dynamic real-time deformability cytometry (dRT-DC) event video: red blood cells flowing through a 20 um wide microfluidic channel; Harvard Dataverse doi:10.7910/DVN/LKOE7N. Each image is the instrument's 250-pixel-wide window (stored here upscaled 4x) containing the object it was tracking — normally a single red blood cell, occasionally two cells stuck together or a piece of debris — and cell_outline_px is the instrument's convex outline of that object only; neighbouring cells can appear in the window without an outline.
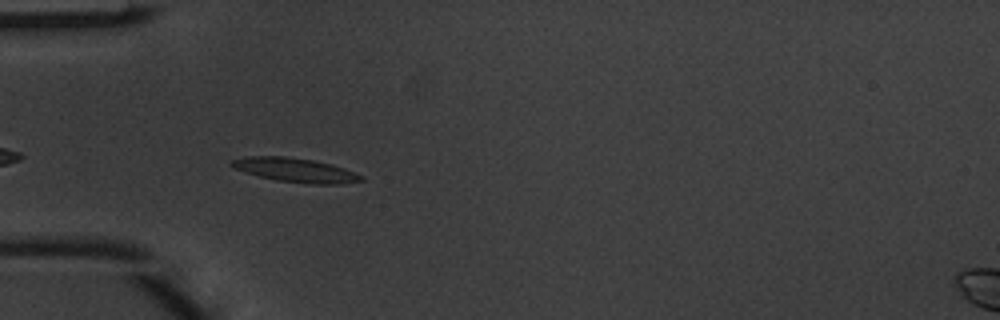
{"species": "common noctule bat (a hibernating species)", "species_latin": "Nyctalus noctula", "temperature_condition": "warm", "stored_images_in_passage": 6, "camera_frame_rate_fps": 3000, "um_per_image_px": 0.085, "animal": {"sex": "male", "body_mass_g": 20.1, "forearm_length_mm": 53.5}, "frame": {"image": 1, "passage_image": 4, "time_ms": 1.0, "image_size_px": [1000, 320], "cell_outline_px": [[364, 180], [340, 184], [308, 184], [276, 180], [244, 172], [228, 164], [228, 160], [248, 156], [284, 156], [312, 160], [332, 164], [344, 168], [364, 176]], "centroid_in_image_um": [25.09, 14.45], "position_along_channel_um": 59.9, "area_um2": 18.26}}
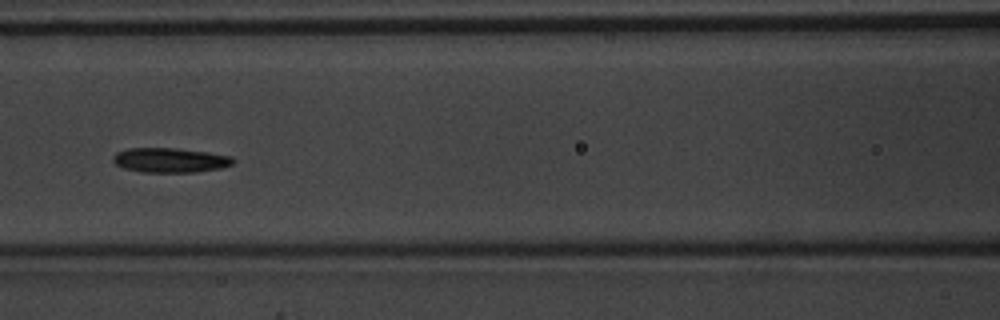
{"frame": {"image": 2, "passage_image": 6, "time_ms": 1.667, "image_size_px": [1000, 320], "cell_outline_px": [[236, 160], [232, 164], [220, 168], [196, 172], [140, 172], [124, 168], [116, 164], [112, 160], [112, 156], [116, 152], [128, 148], [176, 148], [208, 152], [232, 156]], "centroid_in_image_um": [14.45, 13.61], "position_along_channel_um": 152.1, "area_um2": 17.34}}